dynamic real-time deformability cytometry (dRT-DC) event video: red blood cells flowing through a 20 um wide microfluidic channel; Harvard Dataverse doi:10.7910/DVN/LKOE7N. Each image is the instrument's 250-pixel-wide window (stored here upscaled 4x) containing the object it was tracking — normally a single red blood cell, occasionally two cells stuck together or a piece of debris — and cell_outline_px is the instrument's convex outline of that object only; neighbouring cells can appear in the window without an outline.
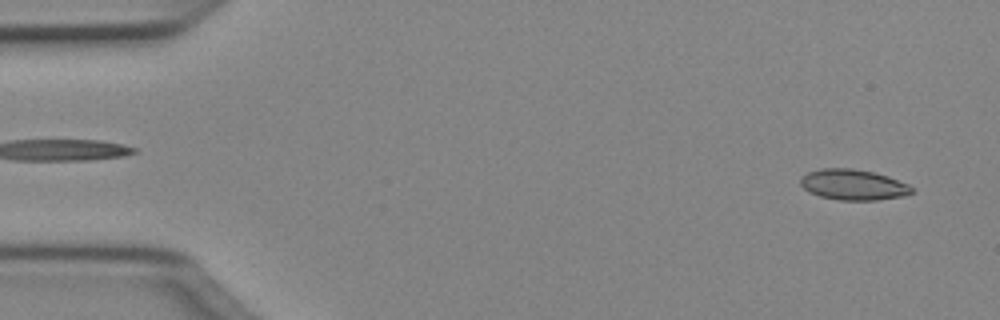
{"species": "Egyptian fruit bat (a non-hibernating species)", "species_latin": "Rousettus aegyptiacus", "temperature_condition": "cold", "stored_images_in_passage": 49, "camera_frame_rate_fps": 3000, "um_per_image_px": 0.085, "animal": {"sex": "female"}, "frame": {"image": 1, "passage_image": 2, "time_ms": 0.333, "image_size_px": [1000, 320], "cell_outline_px": [[916, 192], [904, 196], [876, 200], [840, 200], [820, 196], [808, 192], [800, 184], [800, 176], [808, 172], [820, 168], [852, 168], [872, 172], [888, 176], [908, 184]], "centroid_in_image_um": [72.52, 15.7], "position_along_channel_um": 12.5, "area_um2": 20.0}}
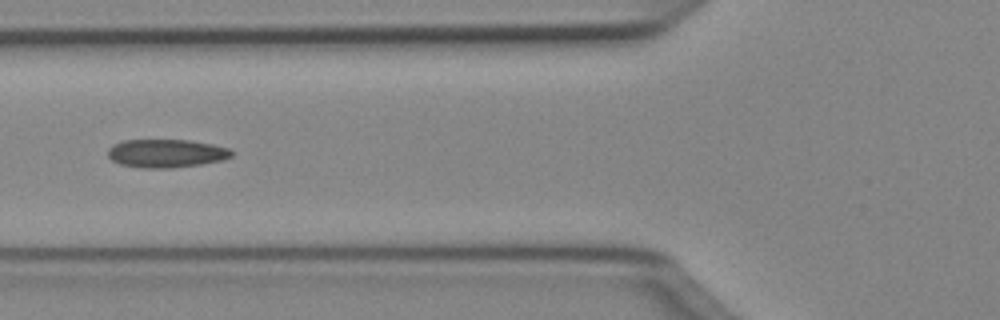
{"frame": {"image": 2, "passage_image": 18, "time_ms": 5.667, "image_size_px": [1000, 320], "cell_outline_px": [[236, 152], [232, 156], [224, 160], [200, 164], [172, 168], [144, 168], [120, 164], [112, 160], [108, 156], [108, 148], [112, 144], [124, 140], [188, 140], [212, 144], [228, 148]], "centroid_in_image_um": [14.14, 13.03], "position_along_channel_um": 111.7, "area_um2": 20.52}}
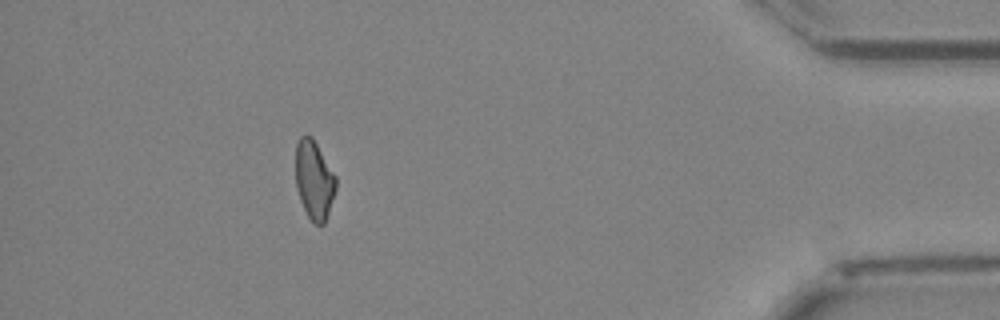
{"frame": {"image": 3, "passage_image": 44, "time_ms": 14.333, "image_size_px": [1000, 320], "cell_outline_px": [[336, 188], [324, 224], [312, 224], [300, 200], [296, 188], [296, 144], [300, 136], [312, 136], [336, 176]], "centroid_in_image_um": [26.69, 15.29], "position_along_channel_um": 408.5, "area_um2": 18.38}, "authors_computed_cell_mechanics": {"area_um2": 19.652, "velocity_mm_per_s": 4.048, "shape_relaxation_time_tau1_ms": 5.6953, "shape_relaxation_time_tau2_ms": 6.5681, "deformation_change_tau1": 0.1404, "deformation_change_tau2": 0.1349}}